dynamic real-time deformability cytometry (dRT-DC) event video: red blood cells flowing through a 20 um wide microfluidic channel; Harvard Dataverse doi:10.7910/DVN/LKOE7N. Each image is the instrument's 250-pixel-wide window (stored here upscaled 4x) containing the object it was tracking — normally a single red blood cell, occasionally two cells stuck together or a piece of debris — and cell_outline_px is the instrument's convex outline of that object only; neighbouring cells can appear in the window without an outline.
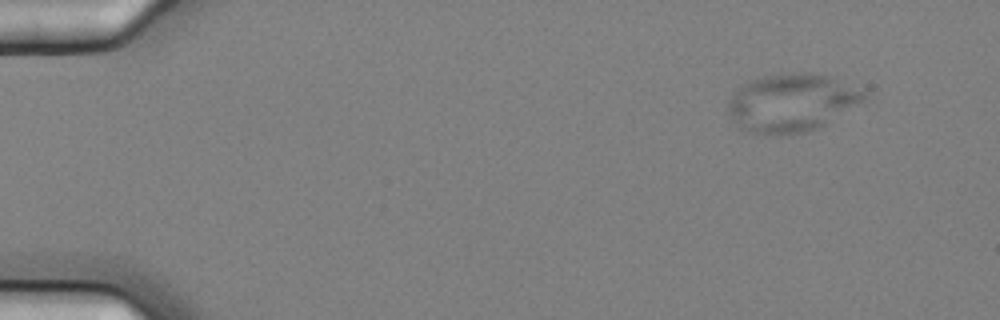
{"species": "common noctule bat (a hibernating species)", "species_latin": "Nyctalus noctula", "temperature_condition": "cold", "stored_images_in_passage": 5, "camera_frame_rate_fps": 3000, "um_per_image_px": 0.085, "animal": {"sex": "female", "body_mass_g": 25.1}, "frame": {"image": 1, "passage_image": 1, "time_ms": 0.0, "image_size_px": [1000, 320], "cell_outline_px": [[864, 100], [816, 128], [808, 132], [776, 136], [772, 136], [752, 132], [740, 128], [732, 120], [728, 108], [728, 104], [736, 88], [748, 80], [780, 72], [812, 72], [832, 76], [864, 92]], "centroid_in_image_um": [67.21, 8.71], "position_along_channel_um": 17.8, "area_um2": 45.89}}